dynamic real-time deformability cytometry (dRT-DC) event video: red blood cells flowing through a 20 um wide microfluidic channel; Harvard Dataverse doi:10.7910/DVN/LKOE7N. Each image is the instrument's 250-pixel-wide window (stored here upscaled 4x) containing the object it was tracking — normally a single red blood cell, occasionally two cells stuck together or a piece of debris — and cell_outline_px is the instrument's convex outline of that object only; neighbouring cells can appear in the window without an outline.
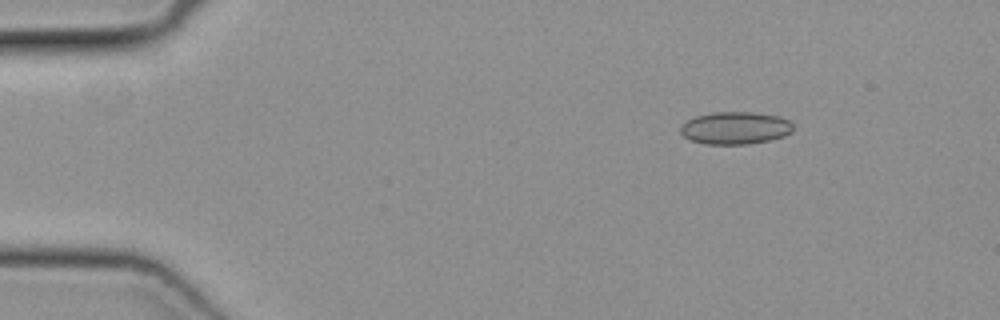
{"species": "common noctule bat (a hibernating species)", "species_latin": "Nyctalus noctula", "temperature_condition": "cold", "stored_images_in_passage": 50, "camera_frame_rate_fps": 3000, "um_per_image_px": 0.085, "animal": {"sex": "female", "body_mass_g": 19.3, "forearm_length_mm": 54.1}, "frame": {"image": 1, "passage_image": 7, "time_ms": 2.0, "image_size_px": [1000, 320], "cell_outline_px": [[792, 132], [784, 136], [768, 140], [748, 144], [704, 144], [688, 140], [680, 132], [680, 128], [688, 120], [696, 116], [712, 112], [752, 112], [780, 116], [788, 120], [792, 124]], "centroid_in_image_um": [62.49, 10.88], "position_along_channel_um": 22.5, "area_um2": 21.33}}
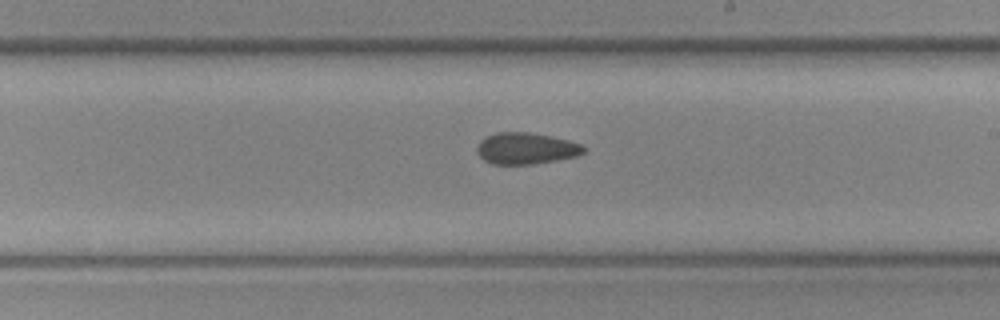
{"frame": {"image": 2, "passage_image": 29, "time_ms": 9.333, "image_size_px": [1000, 320], "cell_outline_px": [[588, 148], [584, 152], [576, 156], [556, 160], [532, 164], [492, 164], [484, 160], [476, 152], [476, 148], [480, 140], [484, 136], [496, 132], [528, 132], [568, 140], [580, 144]], "centroid_in_image_um": [44.67, 12.61], "position_along_channel_um": 244.3, "area_um2": 19.59}}
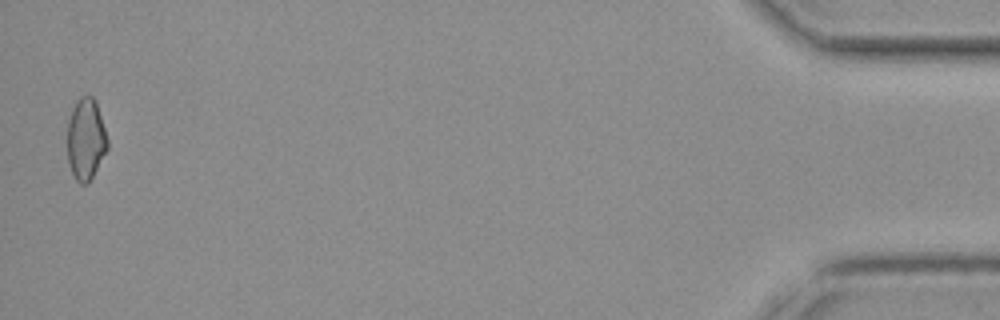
{"frame": {"image": 3, "passage_image": 49, "time_ms": 16.0, "image_size_px": [1000, 320], "cell_outline_px": [[108, 148], [88, 184], [80, 184], [76, 180], [72, 172], [68, 160], [68, 120], [72, 108], [76, 100], [80, 96], [92, 96], [96, 100], [108, 140]], "centroid_in_image_um": [7.3, 11.81], "position_along_channel_um": 427.9, "area_um2": 19.07}}